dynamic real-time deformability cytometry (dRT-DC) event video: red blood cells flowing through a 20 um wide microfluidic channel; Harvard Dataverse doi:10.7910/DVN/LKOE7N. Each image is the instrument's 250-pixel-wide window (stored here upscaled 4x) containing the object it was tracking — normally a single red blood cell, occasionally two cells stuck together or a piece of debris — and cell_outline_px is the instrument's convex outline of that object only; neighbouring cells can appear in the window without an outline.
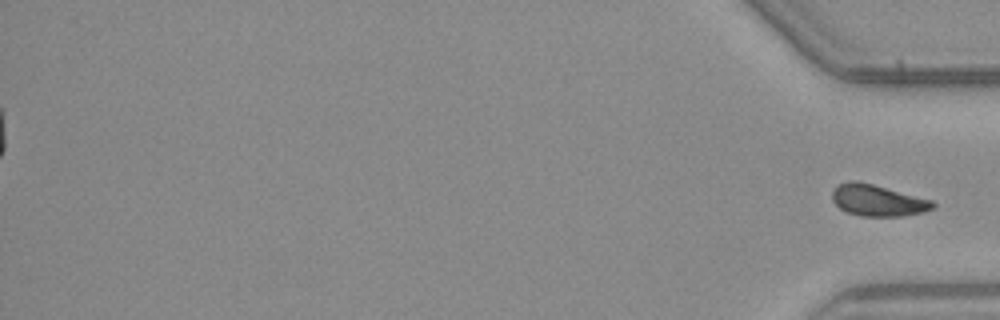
{"species": "common noctule bat (a hibernating species)", "species_latin": "Nyctalus noctula", "temperature_condition": "warm", "stored_images_in_passage": 42, "segment_of_instrument_passage": [2, 2], "camera_frame_rate_fps": 3000, "um_per_image_px": 0.085, "animal": {"sex": "male", "body_mass_g": 23.1, "forearm_length_mm": 52.7}, "frame": {"image": 1, "passage_image": 42, "time_ms": 13.667, "image_size_px": [1000, 320], "cell_outline_px": [[936, 204], [932, 208], [924, 212], [904, 216], [860, 216], [848, 212], [840, 208], [832, 200], [832, 192], [836, 184], [848, 180], [856, 180], [872, 184], [932, 200]], "centroid_in_image_um": [74.57, 17.02], "position_along_channel_um": 360.6, "area_um2": 18.44}}